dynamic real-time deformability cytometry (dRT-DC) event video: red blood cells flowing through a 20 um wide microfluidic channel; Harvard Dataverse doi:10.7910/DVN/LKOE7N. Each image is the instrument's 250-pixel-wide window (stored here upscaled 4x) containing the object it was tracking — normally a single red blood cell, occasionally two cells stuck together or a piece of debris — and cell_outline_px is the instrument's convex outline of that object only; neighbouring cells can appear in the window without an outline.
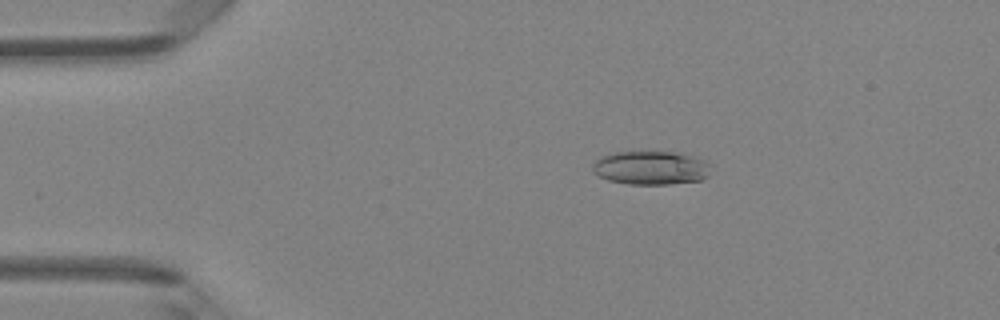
{"species": "Egyptian fruit bat (a non-hibernating species)", "species_latin": "Rousettus aegyptiacus", "temperature_condition": "room temperature", "stored_images_in_passage": 47, "camera_frame_rate_fps": 3000, "um_per_image_px": 0.085, "animal": {"sex": "female"}, "frame": {"image": 1, "passage_image": 9, "time_ms": 2.667, "image_size_px": [1000, 320], "cell_outline_px": [[708, 176], [700, 180], [668, 184], [628, 184], [608, 180], [592, 172], [592, 164], [600, 156], [616, 152], [672, 152], [692, 156], [708, 160]], "centroid_in_image_um": [55.29, 14.26], "position_along_channel_um": 29.7, "area_um2": 23.12}}
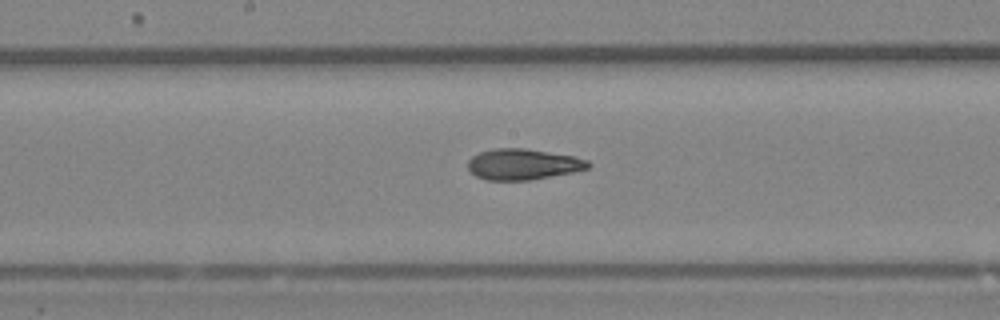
{"frame": {"image": 2, "passage_image": 25, "time_ms": 8.0, "image_size_px": [1000, 320], "cell_outline_px": [[592, 164], [588, 168], [572, 172], [532, 180], [488, 180], [476, 176], [468, 168], [468, 160], [472, 156], [480, 152], [496, 148], [524, 148], [576, 156], [588, 160]], "centroid_in_image_um": [44.48, 13.96], "position_along_channel_um": 203.7, "area_um2": 21.68}}
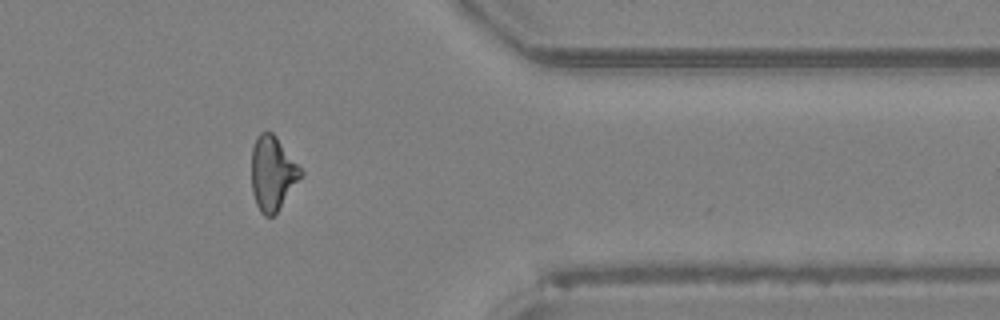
{"frame": {"image": 3, "passage_image": 39, "time_ms": 12.667, "image_size_px": [1000, 320], "cell_outline_px": [[304, 176], [276, 212], [272, 216], [264, 216], [260, 212], [256, 204], [252, 192], [252, 148], [256, 136], [260, 132], [272, 132], [276, 136], [304, 172]], "centroid_in_image_um": [23.18, 14.73], "position_along_channel_um": 388.2, "area_um2": 21.39}, "authors_computed_cell_mechanics": {"area_um2": 22.0218, "velocity_mm_per_s": 4.294, "shape_relaxation_time_tau1_ms": 5.727, "shape_relaxation_time_tau2_ms": 3.7399, "deformation_change_tau1": 0.1611, "deformation_change_tau2": 0.1329}}